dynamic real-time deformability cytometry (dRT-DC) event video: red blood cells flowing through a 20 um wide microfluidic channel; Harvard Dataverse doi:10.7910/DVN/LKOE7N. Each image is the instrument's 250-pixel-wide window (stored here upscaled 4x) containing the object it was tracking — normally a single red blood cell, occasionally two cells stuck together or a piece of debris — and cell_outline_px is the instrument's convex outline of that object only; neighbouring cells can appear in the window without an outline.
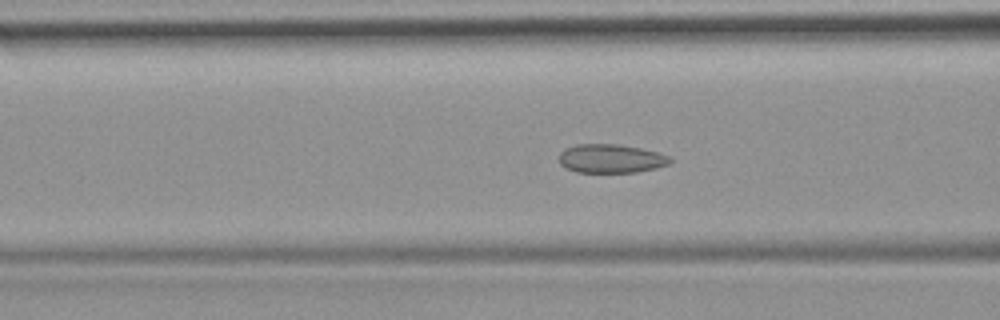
{"species": "common noctule bat (a hibernating species)", "species_latin": "Nyctalus noctula", "temperature_condition": "room temperature", "stored_images_in_passage": 52, "camera_frame_rate_fps": 3000, "um_per_image_px": 0.085, "animal": {"sex": "female", "body_mass_g": 19.9}, "frame": {"image": 1, "passage_image": 21, "time_ms": 6.667, "image_size_px": [1000, 320], "cell_outline_px": [[672, 160], [668, 164], [656, 168], [636, 172], [576, 172], [564, 168], [560, 164], [560, 152], [564, 148], [576, 144], [620, 144], [640, 148], [656, 152], [668, 156]], "centroid_in_image_um": [51.88, 13.48], "position_along_channel_um": 114.7, "area_um2": 18.61}}
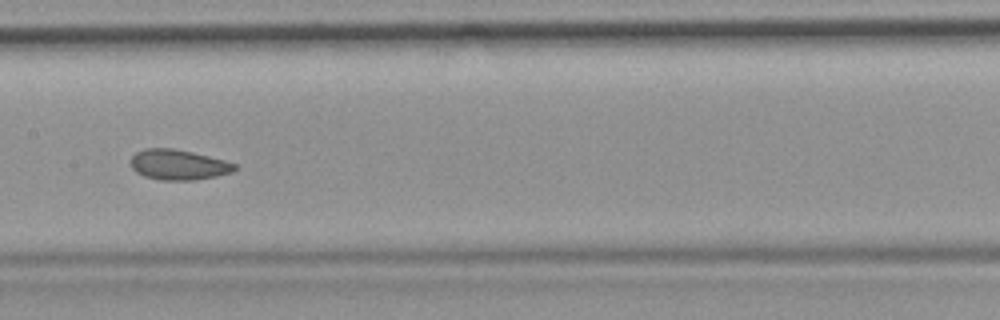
{"frame": {"image": 2, "passage_image": 27, "time_ms": 8.667, "image_size_px": [1000, 320], "cell_outline_px": [[240, 168], [232, 172], [216, 176], [196, 180], [160, 180], [144, 176], [136, 172], [132, 168], [128, 160], [136, 152], [144, 148], [172, 148], [192, 152], [224, 160], [236, 164]], "centroid_in_image_um": [15.15, 14.0], "position_along_channel_um": 192.3, "area_um2": 18.55}}
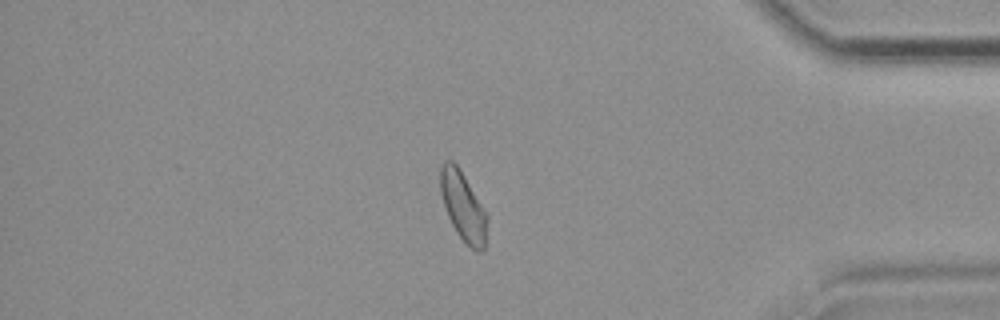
{"frame": {"image": 3, "passage_image": 45, "time_ms": 14.667, "image_size_px": [1000, 320], "cell_outline_px": [[488, 216], [484, 252], [476, 252], [456, 232], [448, 216], [440, 192], [440, 168], [444, 160], [452, 160], [460, 168], [488, 212]], "centroid_in_image_um": [39.39, 17.52], "position_along_channel_um": 395.8, "area_um2": 19.13}, "authors_computed_cell_mechanics": {"area_um2": 19.1896, "velocity_mm_per_s": 3.8818, "shape_relaxation_time_tau1_ms": null, "shape_relaxation_time_tau2_ms": 1.8429, "deformation_change_tau1": null, "deformation_change_tau2": 0.0662}}